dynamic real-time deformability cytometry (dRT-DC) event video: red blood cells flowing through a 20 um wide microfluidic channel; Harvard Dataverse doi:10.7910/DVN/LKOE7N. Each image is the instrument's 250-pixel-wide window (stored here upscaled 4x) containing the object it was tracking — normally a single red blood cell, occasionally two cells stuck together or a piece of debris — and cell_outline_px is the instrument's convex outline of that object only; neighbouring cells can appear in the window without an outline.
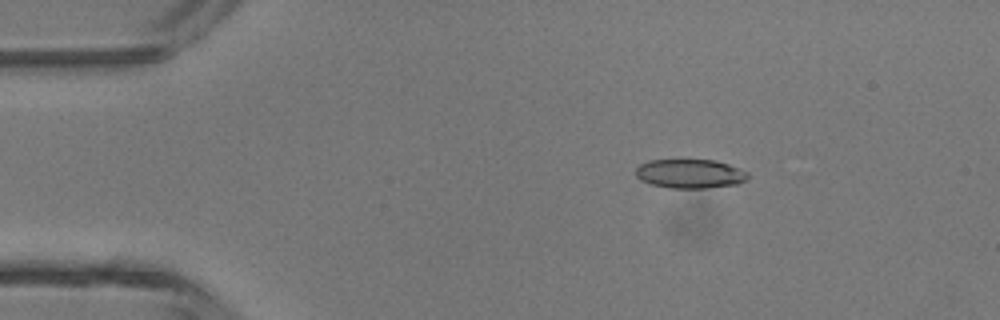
{"species": "common noctule bat (a hibernating species)", "species_latin": "Nyctalus noctula", "temperature_condition": "room temperature", "stored_images_in_passage": 4, "camera_frame_rate_fps": 3000, "um_per_image_px": 0.085, "animal": {"sex": "male", "body_mass_g": 13.3}, "frame": {"image": 1, "passage_image": 2, "time_ms": 0.333, "image_size_px": [1000, 320], "cell_outline_px": [[748, 176], [744, 180], [736, 184], [708, 188], [668, 188], [652, 184], [640, 180], [636, 176], [636, 168], [640, 164], [648, 160], [716, 160], [728, 164], [748, 172]], "centroid_in_image_um": [58.62, 14.76], "position_along_channel_um": 26.4, "area_um2": 18.96}}
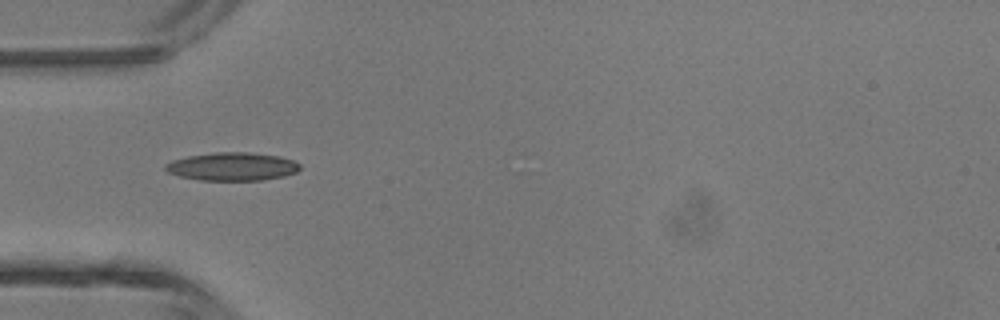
{"frame": {"image": 2, "passage_image": 4, "time_ms": 1.0, "image_size_px": [1000, 320], "cell_outline_px": [[300, 168], [296, 172], [284, 176], [260, 180], [200, 180], [180, 176], [168, 172], [164, 168], [164, 164], [172, 160], [188, 156], [216, 152], [248, 152], [280, 156], [292, 160], [300, 164]], "centroid_in_image_um": [19.73, 14.15], "position_along_channel_um": 65.3, "area_um2": 22.02}}